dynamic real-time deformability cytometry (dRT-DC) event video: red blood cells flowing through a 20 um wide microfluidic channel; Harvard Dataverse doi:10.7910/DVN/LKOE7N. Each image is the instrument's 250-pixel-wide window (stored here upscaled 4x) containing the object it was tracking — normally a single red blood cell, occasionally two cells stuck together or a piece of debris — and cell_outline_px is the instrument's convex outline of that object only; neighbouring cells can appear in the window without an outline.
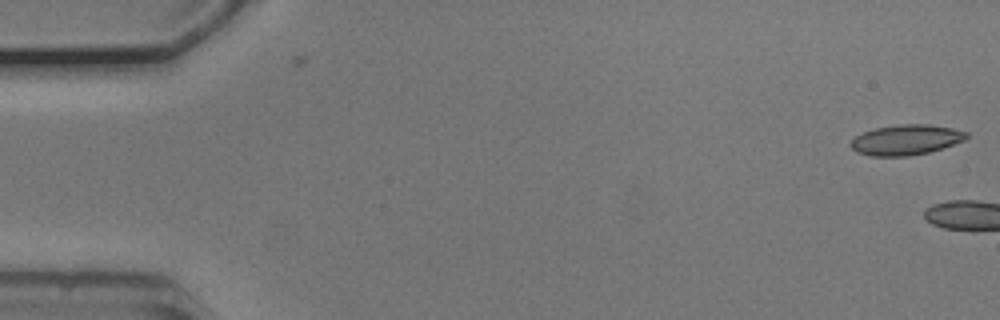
{"species": "common noctule bat (a hibernating species)", "species_latin": "Nyctalus noctula", "temperature_condition": "cold", "stored_images_in_passage": 2, "camera_frame_rate_fps": 3000, "um_per_image_px": 0.085, "animal": {"sex": "male", "body_mass_g": 20.5, "forearm_length_mm": 52.5}, "frame": {"image": 1, "passage_image": 2, "time_ms": 0.333, "image_size_px": [1000, 320], "cell_outline_px": [[968, 136], [964, 140], [928, 152], [908, 156], [872, 156], [856, 152], [852, 148], [852, 140], [856, 136], [864, 132], [876, 128], [900, 124], [928, 124], [952, 128], [968, 132]], "centroid_in_image_um": [77.01, 11.88], "position_along_channel_um": 8.0, "area_um2": 20.11}}